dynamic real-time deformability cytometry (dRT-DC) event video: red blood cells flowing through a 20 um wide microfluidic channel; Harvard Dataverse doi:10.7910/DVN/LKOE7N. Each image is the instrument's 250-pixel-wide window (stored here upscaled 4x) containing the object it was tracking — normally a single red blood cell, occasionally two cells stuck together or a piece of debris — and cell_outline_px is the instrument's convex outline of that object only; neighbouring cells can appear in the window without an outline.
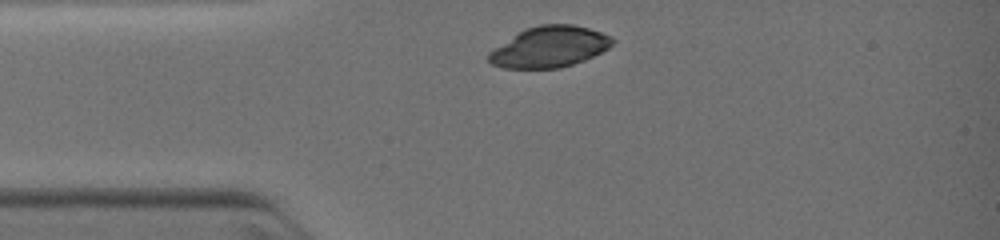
{"species": "common noctule bat (a hibernating species)", "species_latin": "Nyctalus noctula", "temperature_condition": "warm", "stored_images_in_passage": 2, "camera_frame_rate_fps": 3000, "um_per_image_px": 0.085, "animal": {"sex": "female", "body_mass_g": 19.0, "forearm_length_mm": 51.5}, "frame": {"image": 1, "passage_image": 1, "time_ms": 0.0, "image_size_px": [1000, 240], "cell_outline_px": [[616, 40], [608, 48], [584, 60], [560, 68], [504, 68], [492, 64], [488, 60], [488, 52], [520, 32], [528, 28], [540, 24], [572, 24], [588, 28], [612, 36]], "centroid_in_image_um": [46.73, 3.99], "position_along_channel_um": 38.3, "area_um2": 29.13}}